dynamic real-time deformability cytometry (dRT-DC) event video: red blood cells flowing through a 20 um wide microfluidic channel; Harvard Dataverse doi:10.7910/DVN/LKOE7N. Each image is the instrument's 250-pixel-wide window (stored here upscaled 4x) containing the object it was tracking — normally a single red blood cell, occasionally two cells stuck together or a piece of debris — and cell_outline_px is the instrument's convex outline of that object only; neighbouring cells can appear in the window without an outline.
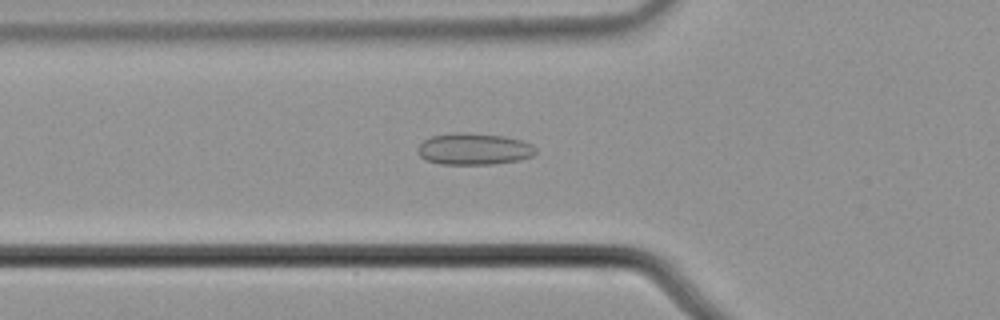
{"species": "common noctule bat (a hibernating species)", "species_latin": "Nyctalus noctula", "temperature_condition": "cold", "stored_images_in_passage": 45, "camera_frame_rate_fps": 3000, "um_per_image_px": 0.085, "animal": {"sex": "male", "body_mass_g": 21.5, "forearm_length_mm": 52.0}, "frame": {"image": 1, "passage_image": 9, "time_ms": 2.667, "image_size_px": [1000, 320], "cell_outline_px": [[536, 152], [532, 156], [520, 160], [492, 164], [440, 164], [424, 160], [420, 156], [416, 148], [424, 140], [432, 136], [456, 132], [464, 132], [504, 136], [520, 140], [532, 144], [536, 148]], "centroid_in_image_um": [40.27, 12.67], "position_along_channel_um": 85.5, "area_um2": 21.85}}
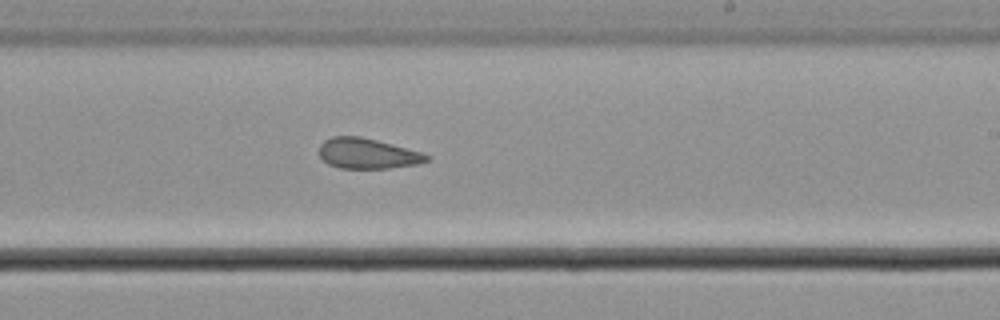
{"frame": {"image": 2, "passage_image": 23, "time_ms": 7.333, "image_size_px": [1000, 320], "cell_outline_px": [[432, 156], [428, 160], [416, 164], [388, 168], [340, 168], [328, 164], [320, 156], [320, 144], [324, 140], [332, 136], [360, 136], [392, 144], [420, 152]], "centroid_in_image_um": [31.21, 13.04], "position_along_channel_um": 257.8, "area_um2": 18.84}}
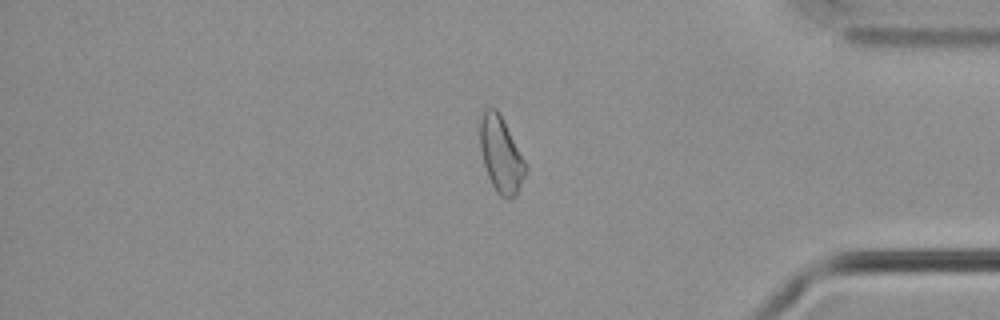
{"frame": {"image": 3, "passage_image": 36, "time_ms": 11.667, "image_size_px": [1000, 320], "cell_outline_px": [[528, 168], [516, 196], [508, 200], [504, 200], [496, 192], [488, 176], [484, 164], [480, 148], [480, 120], [484, 112], [488, 108], [496, 108], [500, 112], [528, 164]], "centroid_in_image_um": [42.62, 13.17], "position_along_channel_um": 392.6, "area_um2": 20.52}, "authors_computed_cell_mechanics": {"area_um2": 20.23, "velocity_mm_per_s": 3.6857, "shape_relaxation_time_tau1_ms": null, "shape_relaxation_time_tau2_ms": 2.4782, "deformation_change_tau1": null, "deformation_change_tau2": 0.104}}